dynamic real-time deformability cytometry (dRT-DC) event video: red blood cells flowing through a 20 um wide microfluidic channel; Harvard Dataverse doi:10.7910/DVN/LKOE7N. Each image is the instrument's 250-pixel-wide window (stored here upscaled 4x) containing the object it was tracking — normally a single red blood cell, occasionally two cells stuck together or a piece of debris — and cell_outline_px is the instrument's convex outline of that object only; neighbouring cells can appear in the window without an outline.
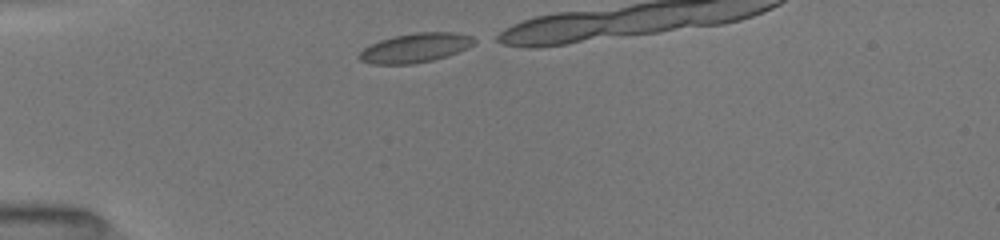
{"species": "common noctule bat (a hibernating species)", "species_latin": "Nyctalus noctula", "temperature_condition": "room temperature", "stored_images_in_passage": 6, "camera_frame_rate_fps": 3000, "um_per_image_px": 0.085, "animal": {"sex": "female", "body_mass_g": 19.5, "forearm_length_mm": 54.1}, "frame": {"image": 1, "passage_image": 1, "time_ms": 0.0, "image_size_px": [1000, 240], "cell_outline_px": [[480, 40], [476, 44], [468, 48], [432, 60], [412, 64], [372, 64], [360, 60], [356, 56], [364, 48], [380, 40], [396, 36], [416, 32], [456, 32], [472, 36]], "centroid_in_image_um": [35.35, 4.06], "position_along_channel_um": 49.7, "area_um2": 19.65}}